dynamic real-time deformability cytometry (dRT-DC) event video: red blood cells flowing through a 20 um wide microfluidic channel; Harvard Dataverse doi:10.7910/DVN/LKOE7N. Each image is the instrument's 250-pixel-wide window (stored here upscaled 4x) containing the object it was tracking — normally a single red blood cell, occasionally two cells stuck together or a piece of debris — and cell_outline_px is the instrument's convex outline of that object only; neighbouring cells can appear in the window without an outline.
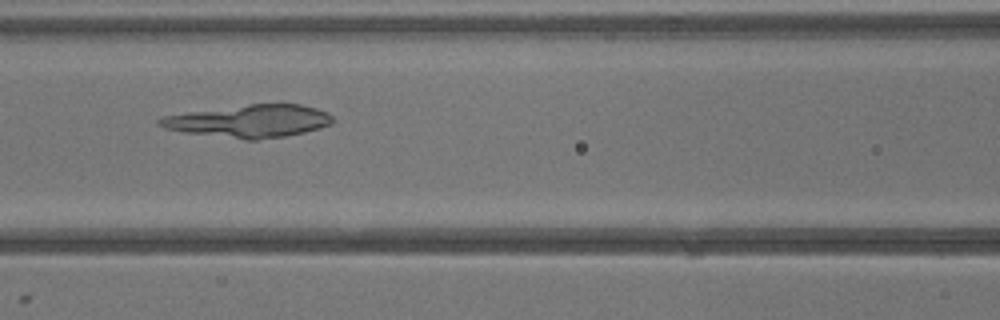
{"species": "common noctule bat (a hibernating species)", "species_latin": "Nyctalus noctula", "temperature_condition": "warm", "stored_images_in_passage": 40, "camera_frame_rate_fps": 3000, "um_per_image_px": 0.085, "animal": {"sex": "male", "body_mass_g": 13.3}, "frame": {"image": 1, "passage_image": 18, "time_ms": 5.667, "image_size_px": [1000, 320], "cell_outline_px": [[332, 124], [320, 128], [304, 132], [284, 136], [256, 140], [244, 140], [184, 132], [164, 128], [156, 124], [156, 120], [164, 116], [188, 112], [248, 104], [300, 104], [316, 108], [328, 112], [332, 116]], "centroid_in_image_um": [21.19, 10.3], "position_along_channel_um": 145.4, "area_um2": 32.83}}
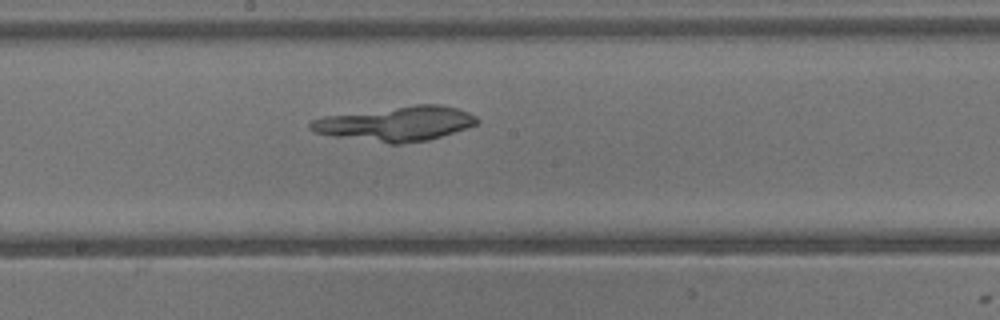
{"frame": {"image": 2, "passage_image": 22, "time_ms": 7.0, "image_size_px": [1000, 320], "cell_outline_px": [[480, 120], [476, 124], [468, 128], [428, 140], [400, 144], [388, 144], [336, 136], [316, 132], [308, 128], [308, 124], [312, 120], [324, 116], [416, 104], [440, 104], [456, 108], [468, 112], [476, 116]], "centroid_in_image_um": [33.69, 10.51], "position_along_channel_um": 214.5, "area_um2": 33.52}}
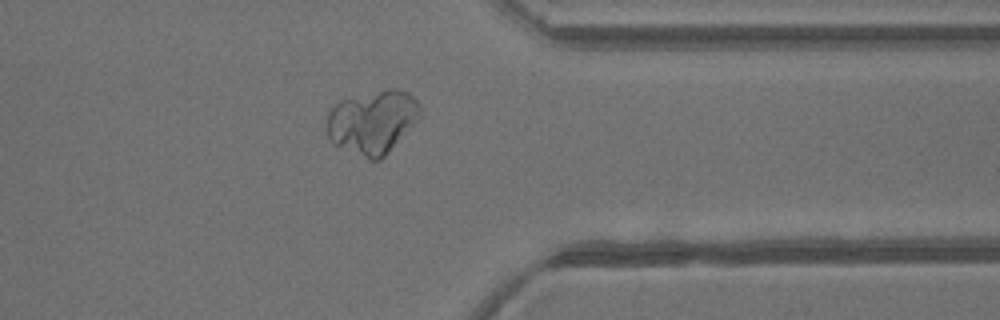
{"frame": {"image": 3, "passage_image": 32, "time_ms": 10.333, "image_size_px": [1000, 320], "cell_outline_px": [[420, 120], [380, 160], [372, 160], [332, 144], [324, 128], [324, 116], [332, 104], [344, 100], [388, 88], [396, 88], [408, 92], [420, 104]], "centroid_in_image_um": [31.63, 10.36], "position_along_channel_um": 379.8, "area_um2": 35.03}}